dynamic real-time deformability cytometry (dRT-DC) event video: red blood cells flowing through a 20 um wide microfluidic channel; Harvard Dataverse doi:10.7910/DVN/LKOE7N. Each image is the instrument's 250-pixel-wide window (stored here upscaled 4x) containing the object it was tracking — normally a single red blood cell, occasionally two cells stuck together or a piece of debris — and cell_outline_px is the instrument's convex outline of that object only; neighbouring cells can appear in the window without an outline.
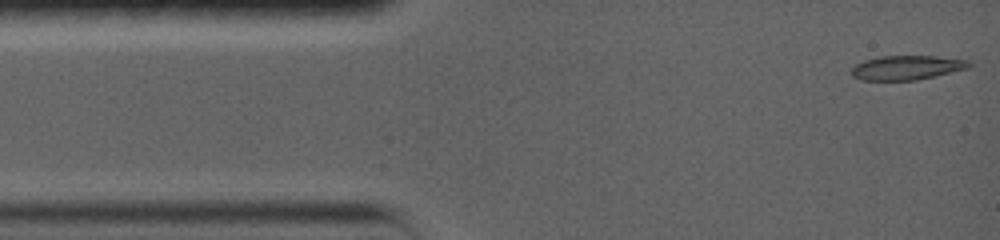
{"species": "common noctule bat (a hibernating species)", "species_latin": "Nyctalus noctula", "temperature_condition": "warm", "stored_images_in_passage": 23, "camera_frame_rate_fps": 5000, "um_per_image_px": 0.085, "animal": {"sex": "female", "body_mass_g": 19.0, "forearm_length_mm": 56.7}, "frame": {"image": 1, "passage_image": 1, "time_ms": 0.0, "image_size_px": [1000, 240], "cell_outline_px": [[968, 64], [960, 68], [948, 72], [932, 76], [912, 80], [868, 80], [856, 76], [852, 72], [852, 68], [868, 60], [888, 56], [932, 56], [960, 60]], "centroid_in_image_um": [76.97, 5.75], "position_along_channel_um": 8.0, "area_um2": 15.14}}
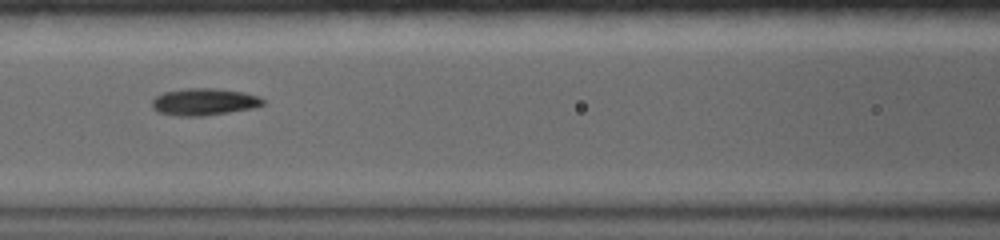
{"frame": {"image": 2, "passage_image": 11, "time_ms": 5.6, "image_size_px": [1000, 240], "cell_outline_px": [[260, 104], [244, 108], [220, 112], [164, 112], [156, 108], [152, 104], [160, 96], [168, 92], [188, 88], [204, 88], [236, 92], [252, 96], [260, 100]], "centroid_in_image_um": [17.3, 8.57], "position_along_channel_um": 149.3, "area_um2": 14.33}}
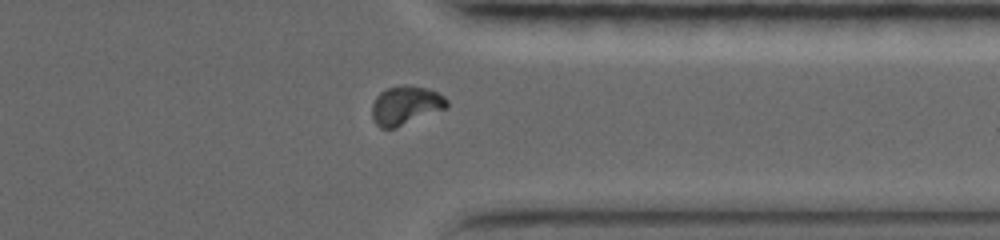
{"frame": {"image": 3, "passage_image": 20, "time_ms": 11.6, "image_size_px": [1000, 240], "cell_outline_px": [[448, 108], [396, 128], [380, 128], [376, 124], [372, 116], [372, 104], [376, 96], [384, 88], [404, 84], [428, 88], [444, 96], [448, 100]], "centroid_in_image_um": [34.48, 8.95], "position_along_channel_um": 376.9, "area_um2": 17.22}, "authors_computed_cell_mechanics": {"area_um2": 15.1436, "velocity_mm_per_s": 3.8068, "shape_relaxation_time_tau1_ms": 4.5995, "shape_relaxation_time_tau2_ms": 1.569, "deformation_change_tau1": 0.2074, "deformation_change_tau2": 0.0441}}